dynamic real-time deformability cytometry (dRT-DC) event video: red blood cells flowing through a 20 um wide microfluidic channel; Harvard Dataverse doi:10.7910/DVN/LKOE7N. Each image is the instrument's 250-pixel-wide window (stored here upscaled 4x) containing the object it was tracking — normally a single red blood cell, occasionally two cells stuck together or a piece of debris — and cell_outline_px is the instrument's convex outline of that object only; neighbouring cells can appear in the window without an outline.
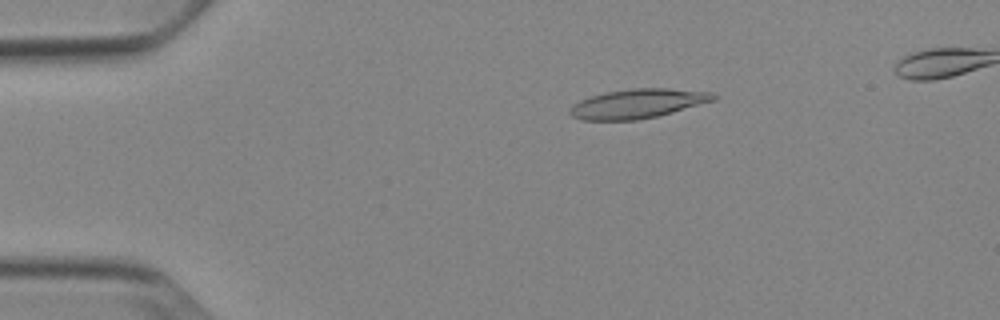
{"species": "Egyptian fruit bat (a non-hibernating species)", "species_latin": "Rousettus aegyptiacus", "temperature_condition": "cold", "stored_images_in_passage": 42, "camera_frame_rate_fps": 3000, "um_per_image_px": 0.085, "animal": {"sex": "female"}, "frame": {"image": 1, "passage_image": 1, "time_ms": 0.0, "image_size_px": [1000, 320], "cell_outline_px": [[720, 96], [716, 100], [672, 112], [656, 116], [636, 120], [580, 120], [572, 116], [568, 112], [580, 100], [592, 96], [608, 92], [632, 88], [668, 88], [712, 92]], "centroid_in_image_um": [54.26, 8.8], "position_along_channel_um": 30.7, "area_um2": 24.33}}
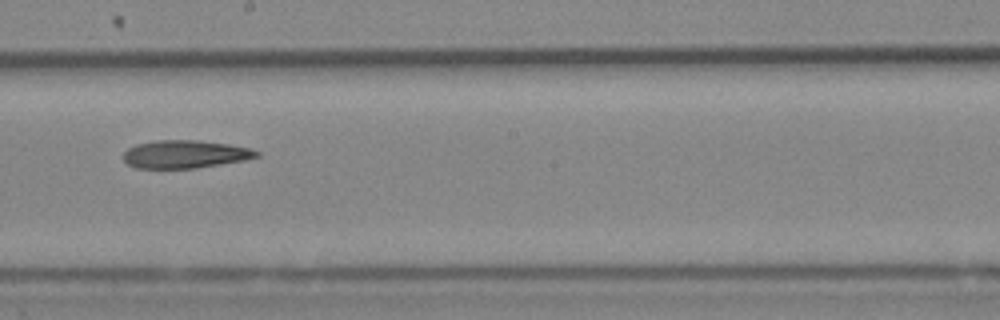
{"frame": {"image": 2, "passage_image": 21, "time_ms": 6.667, "image_size_px": [1000, 320], "cell_outline_px": [[260, 156], [244, 160], [196, 168], [136, 168], [128, 164], [124, 160], [124, 152], [128, 148], [136, 144], [156, 140], [196, 140], [228, 144], [252, 148], [260, 152]], "centroid_in_image_um": [15.74, 13.1], "position_along_channel_um": 232.5, "area_um2": 21.68}}
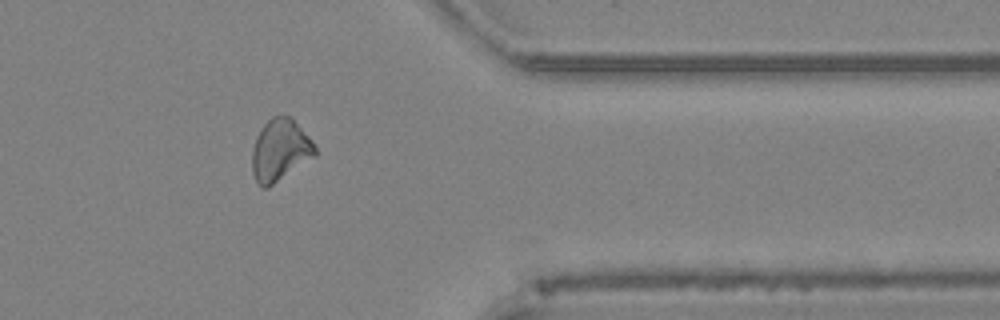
{"frame": {"image": 3, "passage_image": 34, "time_ms": 11.0, "image_size_px": [1000, 320], "cell_outline_px": [[316, 156], [268, 188], [260, 188], [256, 184], [252, 172], [252, 148], [256, 136], [260, 128], [272, 116], [292, 116], [312, 140], [316, 148]], "centroid_in_image_um": [23.79, 12.78], "position_along_channel_um": 387.6, "area_um2": 23.12}}